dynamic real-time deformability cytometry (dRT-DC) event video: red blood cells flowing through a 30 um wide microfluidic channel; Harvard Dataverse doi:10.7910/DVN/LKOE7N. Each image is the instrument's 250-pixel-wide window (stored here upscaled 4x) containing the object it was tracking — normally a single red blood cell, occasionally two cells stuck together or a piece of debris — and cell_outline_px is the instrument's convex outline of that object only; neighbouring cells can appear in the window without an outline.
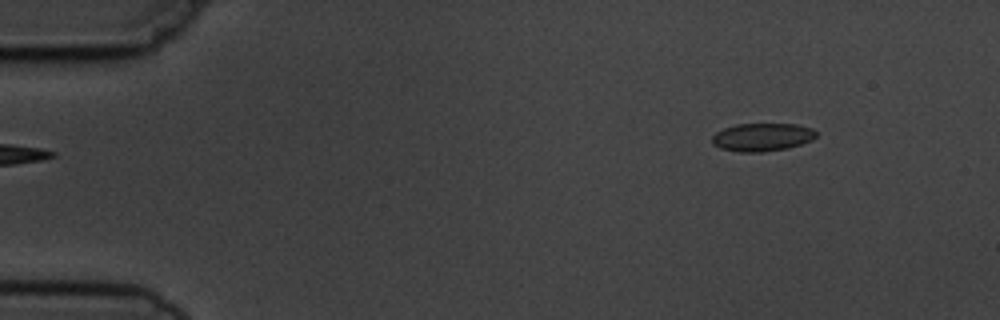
{"species": "common noctule bat (a hibernating species)", "species_latin": "Nyctalus noctula", "temperature_condition": "cold", "stored_images_in_passage": 6, "camera_frame_rate_fps": 3000, "um_per_image_px": 0.085, "animal": {"sex": "male", "body_mass_g": 19.5, "forearm_length_mm": 54.6}, "frame": {"image": 1, "passage_image": 1, "time_ms": 0.0, "image_size_px": [1000, 320], "cell_outline_px": [[816, 136], [812, 140], [788, 148], [760, 152], [740, 152], [720, 148], [712, 144], [712, 136], [716, 132], [724, 128], [736, 124], [796, 124], [812, 128], [816, 132]], "centroid_in_image_um": [64.77, 11.65], "position_along_channel_um": 20.2, "area_um2": 16.99}}
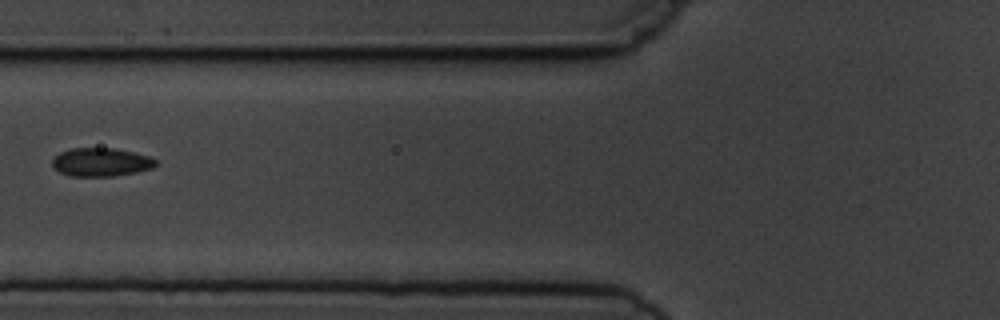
{"frame": {"image": 2, "passage_image": 5, "time_ms": 5.0, "image_size_px": [1000, 320], "cell_outline_px": [[156, 164], [152, 168], [136, 172], [112, 176], [68, 176], [60, 172], [52, 164], [52, 160], [60, 152], [72, 148], [112, 148], [132, 152], [148, 156], [156, 160]], "centroid_in_image_um": [8.57, 13.78], "position_along_channel_um": 117.2, "area_um2": 16.94}}
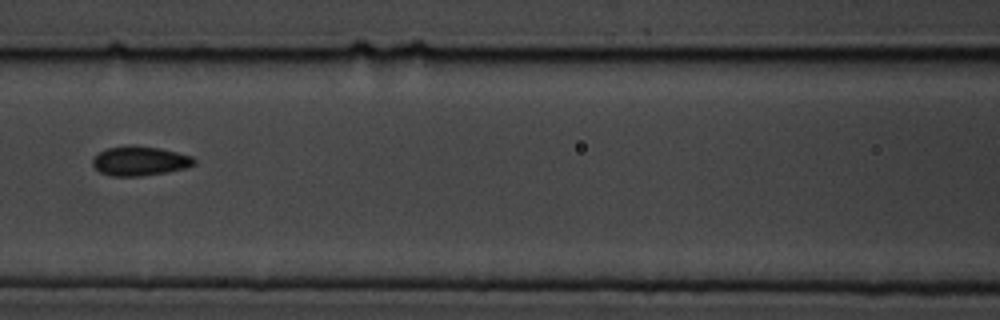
{"frame": {"image": 3, "passage_image": 6, "time_ms": 6.0, "image_size_px": [1000, 320], "cell_outline_px": [[196, 164], [184, 168], [168, 172], [140, 176], [112, 176], [100, 172], [92, 164], [92, 160], [100, 152], [108, 148], [128, 144], [132, 144], [160, 148], [192, 156], [196, 160]], "centroid_in_image_um": [11.9, 13.67], "position_along_channel_um": 154.7, "area_um2": 17.46}}